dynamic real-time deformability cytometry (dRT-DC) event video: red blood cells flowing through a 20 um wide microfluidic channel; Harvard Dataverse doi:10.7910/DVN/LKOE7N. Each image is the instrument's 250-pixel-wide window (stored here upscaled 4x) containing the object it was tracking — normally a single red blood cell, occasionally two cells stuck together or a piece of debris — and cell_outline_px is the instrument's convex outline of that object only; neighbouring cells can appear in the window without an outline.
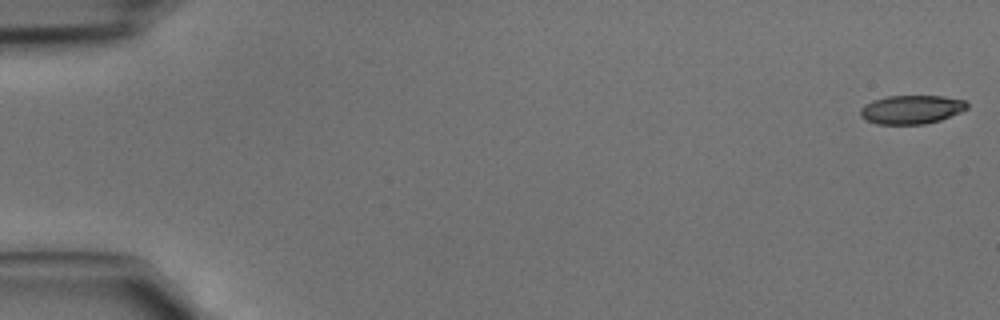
{"species": "common noctule bat (a hibernating species)", "species_latin": "Nyctalus noctula", "temperature_condition": "cold", "stored_images_in_passage": 46, "camera_frame_rate_fps": 3000, "um_per_image_px": 0.085, "animal": {"sex": "male", "body_mass_g": 15.6}, "frame": {"image": 1, "passage_image": 1, "time_ms": 0.0, "image_size_px": [1000, 320], "cell_outline_px": [[968, 108], [960, 112], [940, 120], [924, 124], [876, 124], [860, 116], [860, 108], [864, 104], [872, 100], [888, 96], [940, 96], [964, 100], [968, 104]], "centroid_in_image_um": [77.45, 9.31], "position_along_channel_um": 7.6, "area_um2": 17.8}}
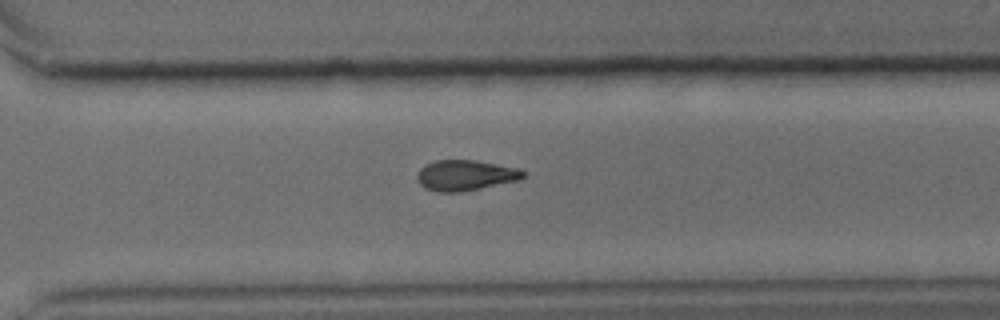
{"frame": {"image": 2, "passage_image": 33, "time_ms": 10.667, "image_size_px": [1000, 320], "cell_outline_px": [[528, 172], [520, 180], [460, 192], [436, 192], [424, 188], [416, 180], [416, 172], [424, 164], [436, 160], [476, 160], [496, 164]], "centroid_in_image_um": [39.49, 14.9], "position_along_channel_um": 331.1, "area_um2": 18.96}}
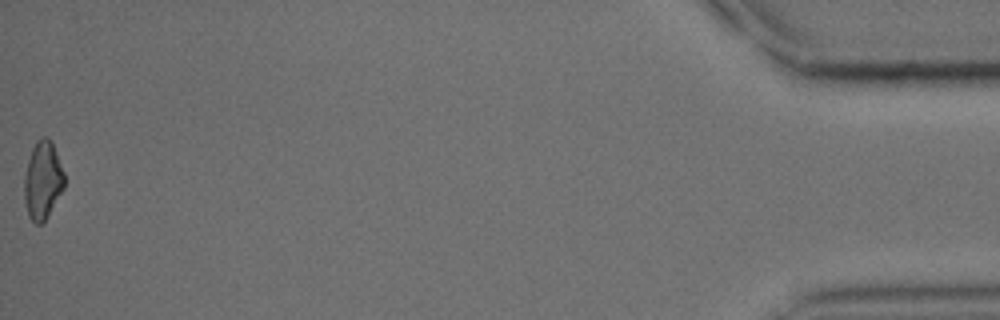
{"frame": {"image": 3, "passage_image": 46, "time_ms": 15.0, "image_size_px": [1000, 320], "cell_outline_px": [[64, 188], [48, 216], [40, 224], [36, 224], [28, 216], [24, 200], [24, 176], [28, 160], [32, 148], [36, 140], [44, 136], [52, 140], [64, 172]], "centroid_in_image_um": [3.63, 15.31], "position_along_channel_um": 431.6, "area_um2": 18.32}}